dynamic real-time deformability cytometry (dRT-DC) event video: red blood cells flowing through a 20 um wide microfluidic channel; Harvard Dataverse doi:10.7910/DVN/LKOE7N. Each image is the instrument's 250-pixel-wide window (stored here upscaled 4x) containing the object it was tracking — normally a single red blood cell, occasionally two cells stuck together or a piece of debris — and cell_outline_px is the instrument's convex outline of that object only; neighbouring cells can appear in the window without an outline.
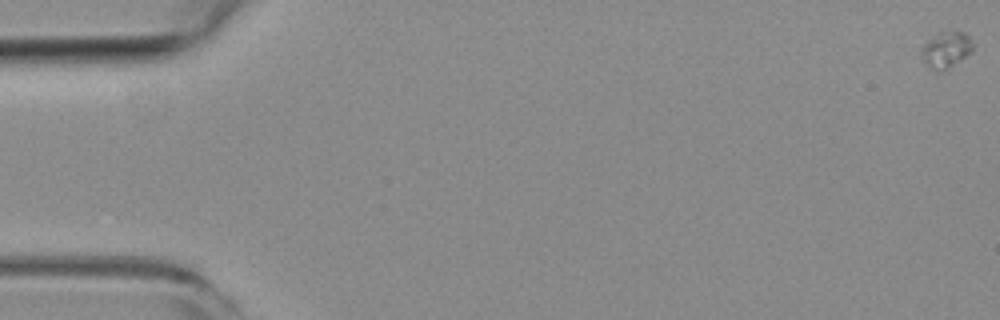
{"species": "common noctule bat (a hibernating species)", "species_latin": "Nyctalus noctula", "temperature_condition": "room temperature", "stored_images_in_passage": 14, "camera_frame_rate_fps": 3000, "um_per_image_px": 0.085, "animal": {"sex": "female", "body_mass_g": 19.3, "forearm_length_mm": 54.1}, "frame": {"image": 1, "passage_image": 1, "time_ms": 0.0, "image_size_px": [1000, 320], "cell_outline_px": [[972, 52], [948, 68], [940, 72], [936, 72], [920, 56], [920, 48], [928, 40], [940, 32], [964, 32], [968, 36], [972, 44]], "centroid_in_image_um": [80.39, 4.24], "position_along_channel_um": 4.6, "area_um2": 10.58}}